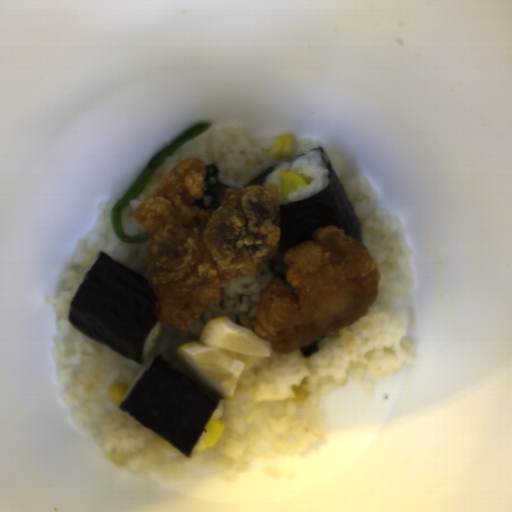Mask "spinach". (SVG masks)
Here are the masks:
<instances>
[{
    "label": "spinach",
    "mask_w": 512,
    "mask_h": 512,
    "mask_svg": "<svg viewBox=\"0 0 512 512\" xmlns=\"http://www.w3.org/2000/svg\"><path fill=\"white\" fill-rule=\"evenodd\" d=\"M211 126L212 123L210 122H199L187 128L181 134L175 137L172 141H170L166 146H164L158 153H156L152 157L144 171L128 188L124 197L113 207L111 212L113 231L123 243L139 244L147 242L149 236L148 233L136 236L126 235L122 225V209L139 194V192L150 181V179L158 170V168L167 159H169L177 150L182 148L188 142H190L200 134L207 131Z\"/></svg>",
    "instance_id": "1"
},
{
    "label": "spinach",
    "mask_w": 512,
    "mask_h": 512,
    "mask_svg": "<svg viewBox=\"0 0 512 512\" xmlns=\"http://www.w3.org/2000/svg\"><path fill=\"white\" fill-rule=\"evenodd\" d=\"M217 185H220L218 168L215 165H205L203 192L198 201L200 209L220 208L222 202L215 190Z\"/></svg>",
    "instance_id": "2"
},
{
    "label": "spinach",
    "mask_w": 512,
    "mask_h": 512,
    "mask_svg": "<svg viewBox=\"0 0 512 512\" xmlns=\"http://www.w3.org/2000/svg\"><path fill=\"white\" fill-rule=\"evenodd\" d=\"M280 165H274L268 168L266 171H264L262 174L257 176L255 179H253L251 182H249L244 188L251 187V186H263L269 175Z\"/></svg>",
    "instance_id": "3"
}]
</instances>
